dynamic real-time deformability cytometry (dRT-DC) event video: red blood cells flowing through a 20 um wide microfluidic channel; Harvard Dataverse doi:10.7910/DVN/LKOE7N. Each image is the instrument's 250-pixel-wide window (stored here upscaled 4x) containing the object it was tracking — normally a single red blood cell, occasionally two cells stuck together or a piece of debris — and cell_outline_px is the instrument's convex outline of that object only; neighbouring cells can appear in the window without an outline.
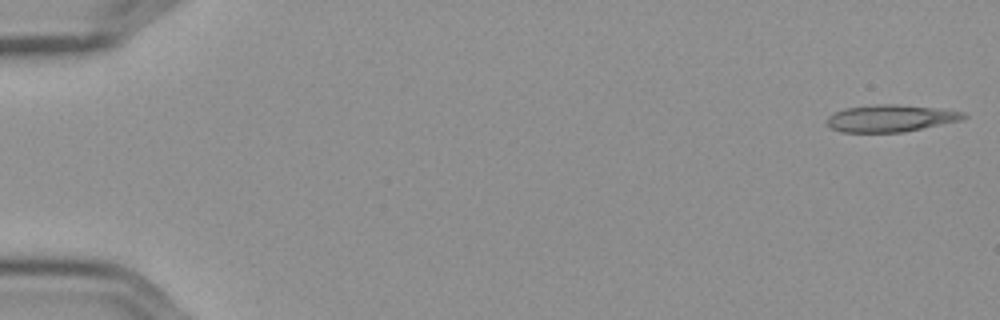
{"species": "Egyptian fruit bat (a non-hibernating species)", "species_latin": "Rousettus aegyptiacus", "temperature_condition": "cold", "stored_images_in_passage": 56, "camera_frame_rate_fps": 3000, "um_per_image_px": 0.085, "frame": {"image": 1, "passage_image": 1, "time_ms": 0.0, "image_size_px": [1000, 320], "cell_outline_px": [[968, 116], [964, 120], [904, 132], [840, 132], [832, 128], [828, 124], [828, 116], [832, 112], [844, 108], [876, 104], [896, 104], [932, 108], [964, 112]], "centroid_in_image_um": [75.7, 10.05], "position_along_channel_um": 9.3, "area_um2": 21.56}}
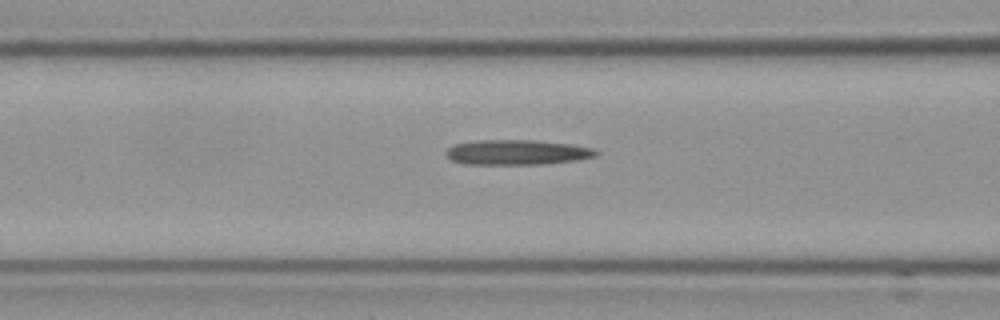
{"frame": {"image": 2, "passage_image": 23, "time_ms": 7.333, "image_size_px": [1000, 320], "cell_outline_px": [[600, 152], [596, 156], [580, 160], [544, 164], [464, 164], [452, 160], [444, 152], [448, 148], [456, 144], [476, 140], [532, 140], [572, 144], [592, 148]], "centroid_in_image_um": [43.98, 12.95], "position_along_channel_um": 122.6, "area_um2": 21.96}}
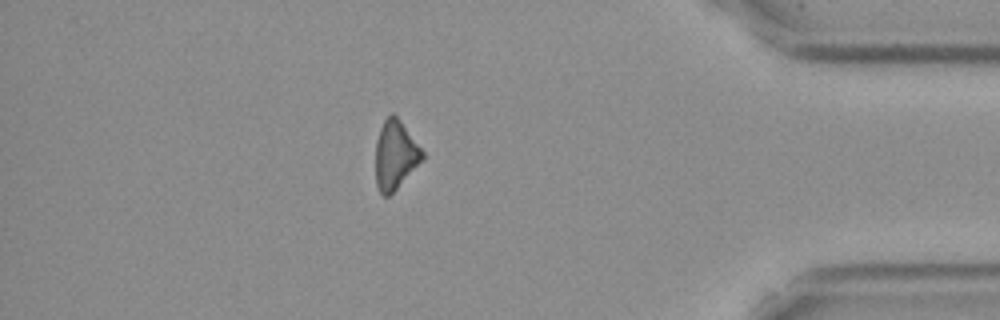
{"frame": {"image": 3, "passage_image": 49, "time_ms": 16.0, "image_size_px": [1000, 320], "cell_outline_px": [[424, 160], [388, 196], [384, 196], [380, 192], [376, 184], [376, 140], [380, 128], [384, 120], [392, 112], [400, 120], [424, 152]], "centroid_in_image_um": [33.6, 13.16], "position_along_channel_um": 401.6, "area_um2": 18.55}}